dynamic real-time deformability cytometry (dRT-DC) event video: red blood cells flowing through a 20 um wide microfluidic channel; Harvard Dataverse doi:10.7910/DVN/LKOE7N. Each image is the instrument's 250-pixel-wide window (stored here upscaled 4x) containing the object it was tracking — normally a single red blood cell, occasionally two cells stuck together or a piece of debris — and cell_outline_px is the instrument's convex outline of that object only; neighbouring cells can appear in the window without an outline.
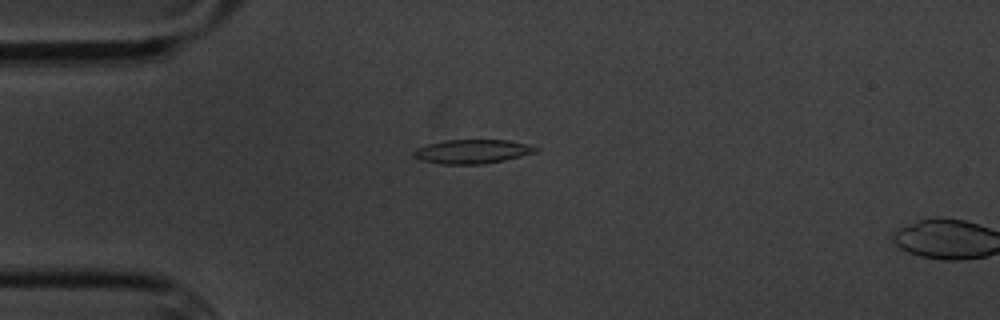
{"species": "common noctule bat (a hibernating species)", "species_latin": "Nyctalus noctula", "temperature_condition": "cold", "stored_images_in_passage": 3, "camera_frame_rate_fps": 3000, "um_per_image_px": 0.085, "animal": {"sex": "male", "body_mass_g": 20.1, "forearm_length_mm": 53.5}, "frame": {"image": 1, "passage_image": 2, "time_ms": 1.333, "image_size_px": [1000, 320], "cell_outline_px": [[540, 148], [536, 152], [504, 160], [480, 164], [440, 164], [420, 160], [412, 156], [412, 152], [416, 148], [428, 144], [448, 140], [508, 140]], "centroid_in_image_um": [40.09, 12.88], "position_along_channel_um": 44.9, "area_um2": 16.94}}